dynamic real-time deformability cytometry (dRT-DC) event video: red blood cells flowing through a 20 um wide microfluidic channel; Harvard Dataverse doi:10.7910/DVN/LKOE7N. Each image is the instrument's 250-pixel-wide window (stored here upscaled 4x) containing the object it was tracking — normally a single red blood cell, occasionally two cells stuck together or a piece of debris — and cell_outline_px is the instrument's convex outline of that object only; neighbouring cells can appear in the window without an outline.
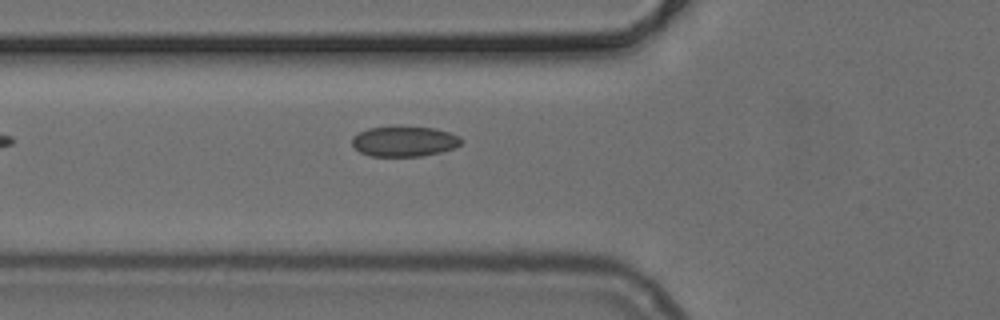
{"species": "common noctule bat (a hibernating species)", "species_latin": "Nyctalus noctula", "temperature_condition": "cold", "stored_images_in_passage": 28, "camera_frame_rate_fps": 3000, "um_per_image_px": 0.085, "animal": {"sex": "female", "body_mass_g": 24.6, "forearm_length_mm": 56.2}, "frame": {"image": 1, "passage_image": 3, "time_ms": 0.667, "image_size_px": [1000, 320], "cell_outline_px": [[464, 140], [456, 148], [440, 152], [420, 156], [372, 156], [360, 152], [352, 144], [352, 136], [368, 128], [396, 124], [400, 124], [432, 128], [448, 132], [460, 136]], "centroid_in_image_um": [34.37, 11.98], "position_along_channel_um": 91.4, "area_um2": 19.83}}
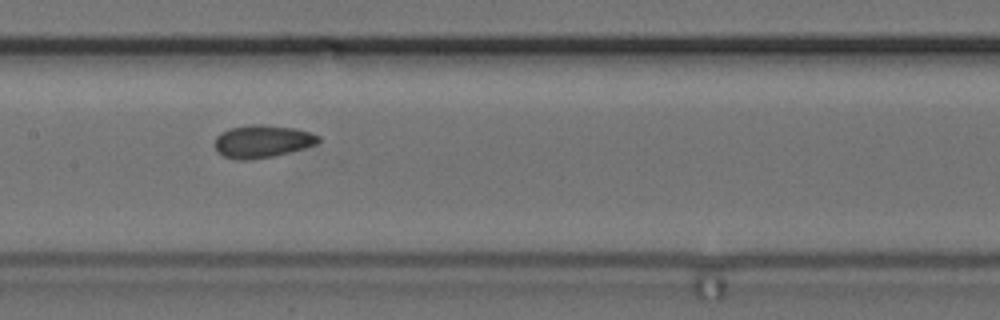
{"frame": {"image": 2, "passage_image": 10, "time_ms": 3.0, "image_size_px": [1000, 320], "cell_outline_px": [[320, 140], [316, 144], [304, 148], [276, 156], [248, 160], [236, 160], [224, 156], [216, 148], [216, 136], [220, 132], [228, 128], [252, 124], [260, 124], [296, 128], [320, 136]], "centroid_in_image_um": [22.3, 12.01], "position_along_channel_um": 185.1, "area_um2": 19.77}}
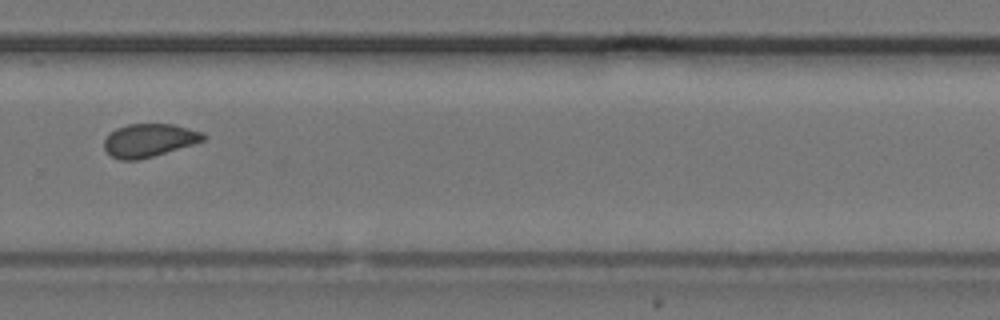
{"frame": {"image": 3, "passage_image": 20, "time_ms": 6.333, "image_size_px": [1000, 320], "cell_outline_px": [[208, 136], [204, 140], [192, 144], [140, 160], [120, 160], [112, 156], [104, 148], [104, 140], [116, 128], [128, 124], [172, 124], [204, 132]], "centroid_in_image_um": [12.69, 11.92], "position_along_channel_um": 317.1, "area_um2": 19.02}}